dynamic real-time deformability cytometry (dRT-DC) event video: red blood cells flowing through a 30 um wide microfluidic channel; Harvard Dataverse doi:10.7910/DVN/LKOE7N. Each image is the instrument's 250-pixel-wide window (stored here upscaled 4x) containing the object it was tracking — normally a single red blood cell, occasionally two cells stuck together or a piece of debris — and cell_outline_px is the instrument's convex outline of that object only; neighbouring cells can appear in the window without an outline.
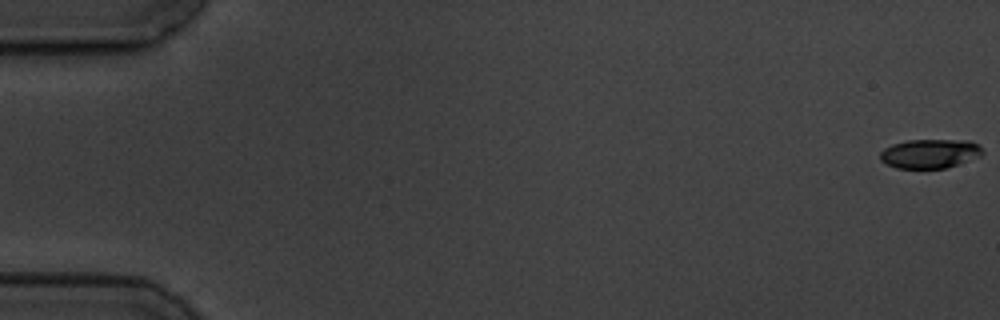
{"species": "common noctule bat (a hibernating species)", "species_latin": "Nyctalus noctula", "temperature_condition": "cold", "stored_images_in_passage": 7, "camera_frame_rate_fps": 3000, "um_per_image_px": 0.085, "animal": {"sex": "male", "body_mass_g": 19.5, "forearm_length_mm": 54.6}, "frame": {"image": 1, "passage_image": 1, "time_ms": 0.0, "image_size_px": [1000, 320], "cell_outline_px": [[984, 152], [980, 156], [944, 168], [896, 168], [880, 160], [880, 152], [884, 148], [892, 144], [908, 140], [968, 140], [980, 144]], "centroid_in_image_um": [79.04, 13.04], "position_along_channel_um": 6.0, "area_um2": 17.34}}
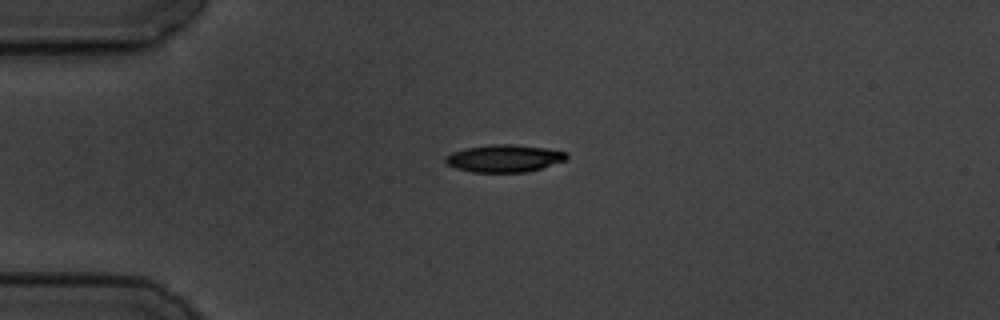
{"frame": {"image": 2, "passage_image": 5, "time_ms": 4.667, "image_size_px": [1000, 320], "cell_outline_px": [[568, 156], [564, 160], [540, 168], [524, 172], [472, 172], [456, 168], [448, 164], [444, 160], [444, 156], [452, 152], [464, 148], [492, 144], [512, 144], [548, 148], [564, 152]], "centroid_in_image_um": [42.8, 13.45], "position_along_channel_um": 42.2, "area_um2": 19.19}}
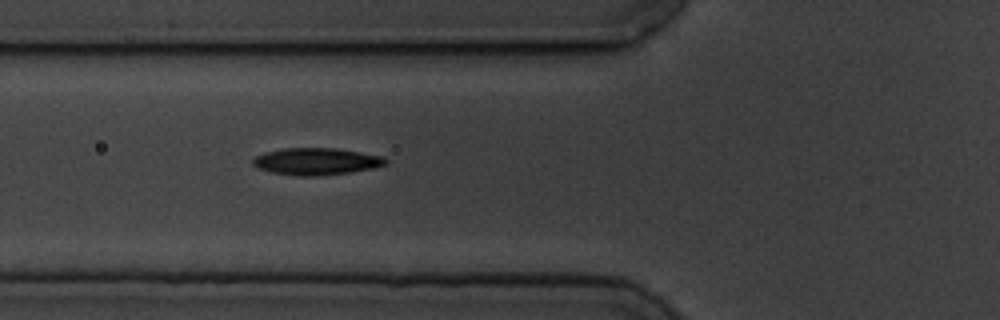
{"frame": {"image": 3, "passage_image": 7, "time_ms": 7.0, "image_size_px": [1000, 320], "cell_outline_px": [[388, 164], [372, 168], [348, 172], [312, 176], [300, 176], [272, 172], [260, 168], [252, 164], [252, 160], [256, 156], [264, 152], [284, 148], [336, 148], [384, 156], [388, 160]], "centroid_in_image_um": [26.91, 13.7], "position_along_channel_um": 98.9, "area_um2": 20.69}}